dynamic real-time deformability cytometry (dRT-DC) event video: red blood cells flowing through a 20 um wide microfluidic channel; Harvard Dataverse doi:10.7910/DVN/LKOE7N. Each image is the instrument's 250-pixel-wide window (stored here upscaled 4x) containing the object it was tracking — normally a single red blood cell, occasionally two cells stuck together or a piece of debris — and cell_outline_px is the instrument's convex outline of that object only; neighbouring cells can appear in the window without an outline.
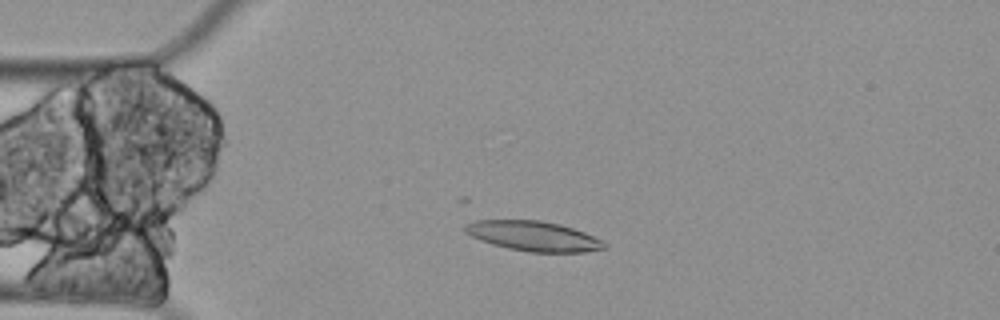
{"species": "Egyptian fruit bat (a non-hibernating species)", "species_latin": "Rousettus aegyptiacus", "temperature_condition": "cold", "stored_images_in_passage": 5, "camera_frame_rate_fps": 3000, "um_per_image_px": 0.085, "animal": {"sex": "female"}, "frame": {"image": 1, "passage_image": 3, "time_ms": 0.667, "image_size_px": [1000, 320], "cell_outline_px": [[608, 244], [604, 248], [584, 252], [528, 252], [508, 248], [492, 244], [480, 240], [464, 232], [464, 224], [476, 220], [540, 220], [560, 224], [584, 232]], "centroid_in_image_um": [45.31, 20.06], "position_along_channel_um": 39.7, "area_um2": 24.16}}
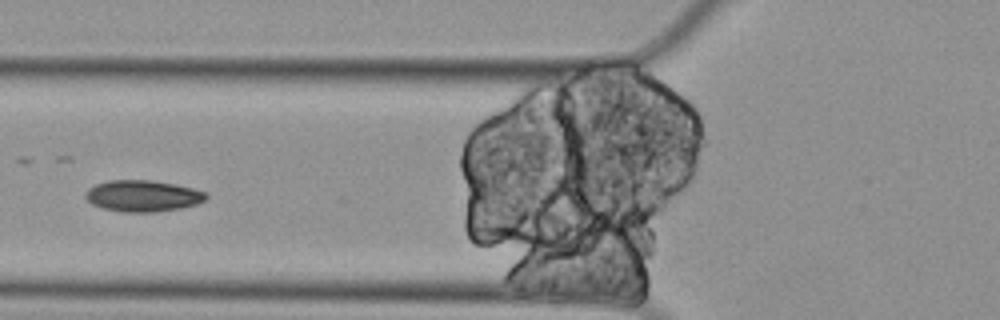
{"frame": {"image": 2, "passage_image": 5, "time_ms": 1.333, "image_size_px": [1000, 320], "cell_outline_px": [[208, 196], [204, 200], [196, 204], [180, 208], [156, 212], [120, 212], [100, 208], [92, 204], [84, 196], [88, 188], [96, 184], [108, 180], [152, 180], [176, 184], [208, 192]], "centroid_in_image_um": [12.12, 16.65], "position_along_channel_um": 113.7, "area_um2": 22.25}}